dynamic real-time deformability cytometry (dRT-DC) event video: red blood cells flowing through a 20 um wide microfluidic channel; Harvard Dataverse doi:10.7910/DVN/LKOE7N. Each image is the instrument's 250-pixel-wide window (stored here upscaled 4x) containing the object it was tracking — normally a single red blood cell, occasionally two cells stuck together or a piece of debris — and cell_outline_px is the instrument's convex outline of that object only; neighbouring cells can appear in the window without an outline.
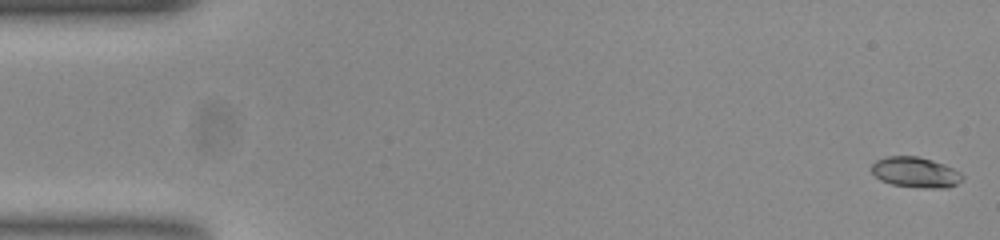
{"species": "common noctule bat (a hibernating species)", "species_latin": "Nyctalus noctula", "temperature_condition": "room temperature", "stored_images_in_passage": 49, "camera_frame_rate_fps": 3000, "um_per_image_px": 0.085, "animal": {"sex": "female", "body_mass_g": 23.0, "forearm_length_mm": 53.4}, "frame": {"image": 1, "passage_image": 1, "time_ms": 0.0, "image_size_px": [1000, 240], "cell_outline_px": [[964, 176], [956, 184], [948, 188], [920, 188], [892, 184], [880, 180], [872, 172], [872, 164], [876, 160], [884, 156], [916, 156], [932, 160], [944, 164], [960, 172]], "centroid_in_image_um": [77.81, 14.64], "position_along_channel_um": 7.2, "area_um2": 16.13}}
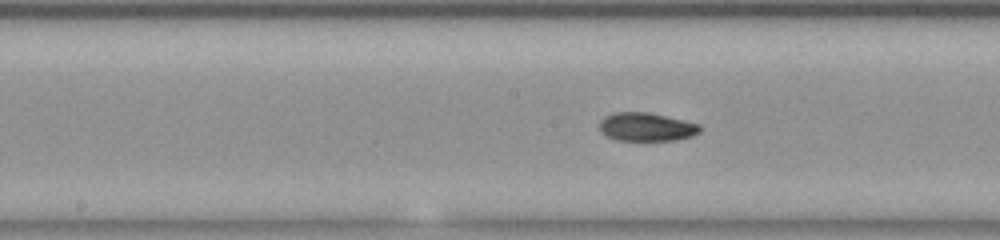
{"frame": {"image": 2, "passage_image": 27, "time_ms": 8.667, "image_size_px": [1000, 240], "cell_outline_px": [[700, 132], [692, 136], [676, 140], [616, 140], [600, 132], [600, 120], [604, 116], [612, 112], [648, 112], [684, 120], [700, 124]], "centroid_in_image_um": [54.93, 10.78], "position_along_channel_um": 193.3, "area_um2": 16.7}}
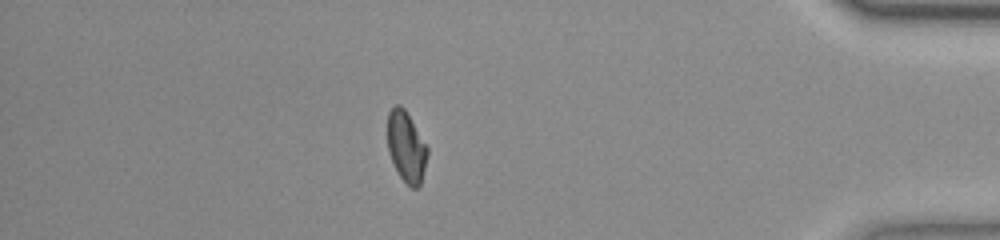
{"frame": {"image": 3, "passage_image": 47, "time_ms": 15.333, "image_size_px": [1000, 240], "cell_outline_px": [[428, 152], [420, 184], [416, 188], [412, 188], [400, 176], [388, 152], [388, 112], [396, 104], [400, 104], [404, 108], [428, 148]], "centroid_in_image_um": [34.52, 12.45], "position_along_channel_um": 400.7, "area_um2": 16.01}, "authors_computed_cell_mechanics": {"area_um2": 16.6464, "velocity_mm_per_s": 3.776, "shape_relaxation_time_tau1_ms": null, "shape_relaxation_time_tau2_ms": 2.0682, "deformation_change_tau1": null, "deformation_change_tau2": 0.0666}}